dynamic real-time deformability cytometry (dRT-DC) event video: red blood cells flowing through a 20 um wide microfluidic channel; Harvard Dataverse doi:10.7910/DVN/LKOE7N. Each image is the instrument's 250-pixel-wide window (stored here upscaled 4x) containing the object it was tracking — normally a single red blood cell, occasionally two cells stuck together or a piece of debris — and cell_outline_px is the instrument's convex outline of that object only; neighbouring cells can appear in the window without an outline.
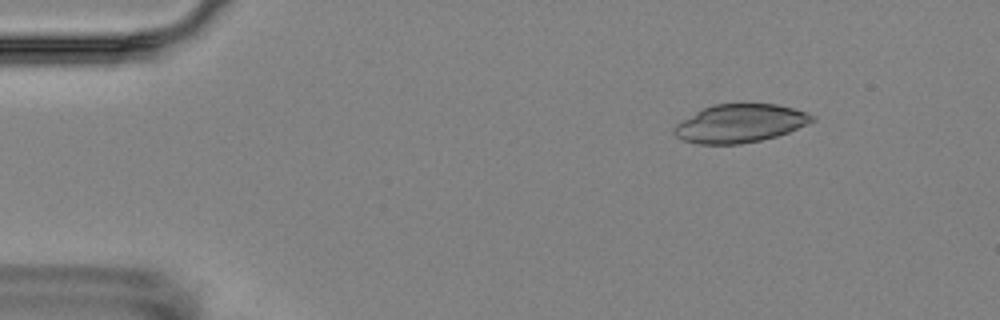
{"species": "Egyptian fruit bat (a non-hibernating species)", "species_latin": "Rousettus aegyptiacus", "temperature_condition": "room temperature", "stored_images_in_passage": 6, "camera_frame_rate_fps": 3000, "um_per_image_px": 0.085, "animal": {"sex": "female"}, "frame": {"image": 1, "passage_image": 2, "time_ms": 1.0, "image_size_px": [1000, 320], "cell_outline_px": [[816, 120], [808, 124], [788, 132], [776, 136], [760, 140], [740, 144], [696, 144], [684, 140], [676, 136], [672, 132], [672, 128], [680, 120], [712, 104], [776, 104], [808, 112], [816, 116]], "centroid_in_image_um": [62.89, 10.49], "position_along_channel_um": 22.1, "area_um2": 30.87}}
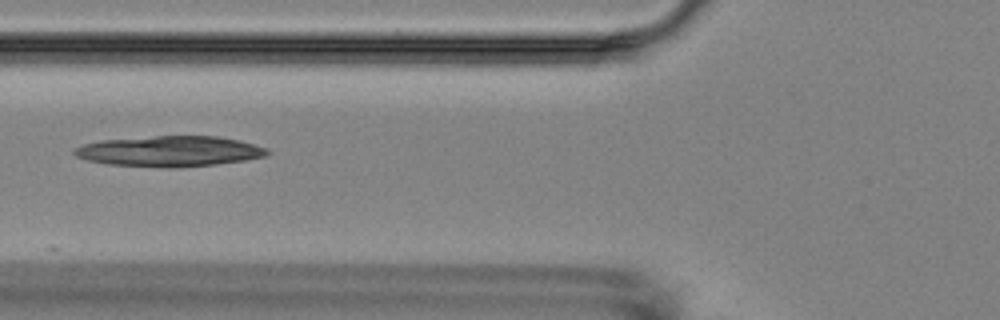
{"frame": {"image": 2, "passage_image": 6, "time_ms": 5.667, "image_size_px": [1000, 320], "cell_outline_px": [[272, 152], [268, 156], [244, 160], [216, 164], [176, 168], [168, 168], [108, 164], [88, 160], [76, 156], [72, 152], [72, 148], [84, 144], [100, 140], [156, 136], [216, 136], [240, 140], [268, 148]], "centroid_in_image_um": [14.44, 12.86], "position_along_channel_um": 111.4, "area_um2": 34.56}}